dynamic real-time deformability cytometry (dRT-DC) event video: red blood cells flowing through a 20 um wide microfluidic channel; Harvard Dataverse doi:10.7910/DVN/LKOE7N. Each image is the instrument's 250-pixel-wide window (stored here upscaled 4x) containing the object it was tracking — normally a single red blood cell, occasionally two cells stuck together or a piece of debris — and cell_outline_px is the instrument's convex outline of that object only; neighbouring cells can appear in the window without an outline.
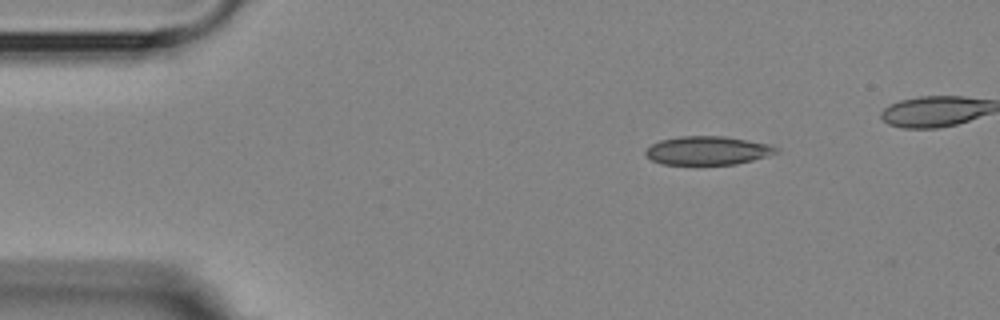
{"species": "Egyptian fruit bat (a non-hibernating species)", "species_latin": "Rousettus aegyptiacus", "temperature_condition": "room temperature", "stored_images_in_passage": 4, "camera_frame_rate_fps": 3000, "um_per_image_px": 0.085, "animal": {"sex": "female"}, "frame": {"image": 1, "passage_image": 1, "time_ms": 0.0, "image_size_px": [1000, 320], "cell_outline_px": [[780, 148], [776, 152], [752, 160], [736, 164], [660, 164], [652, 160], [644, 152], [652, 144], [660, 140], [680, 136], [724, 136], [772, 144]], "centroid_in_image_um": [60.15, 12.78], "position_along_channel_um": 24.8, "area_um2": 21.62}}